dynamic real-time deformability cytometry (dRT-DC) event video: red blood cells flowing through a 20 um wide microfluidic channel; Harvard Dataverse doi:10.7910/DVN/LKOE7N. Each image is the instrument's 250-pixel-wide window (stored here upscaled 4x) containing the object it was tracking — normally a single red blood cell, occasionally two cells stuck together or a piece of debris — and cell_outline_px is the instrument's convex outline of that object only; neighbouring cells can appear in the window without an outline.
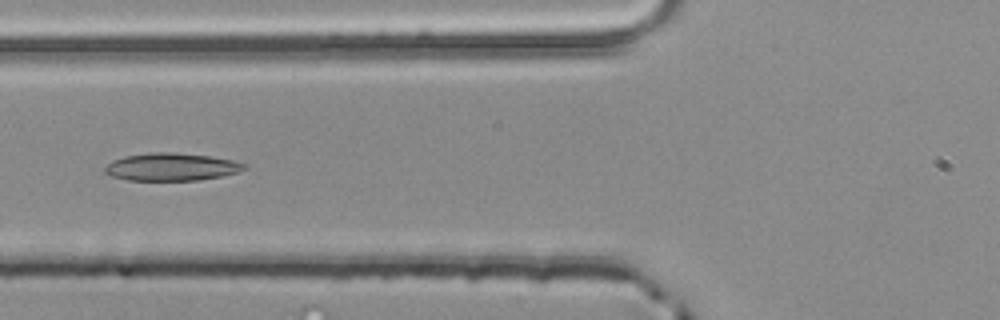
{"species": "common noctule bat (a hibernating species)", "species_latin": "Nyctalus noctula", "temperature_condition": "room temperature", "stored_images_in_passage": 5, "camera_frame_rate_fps": 3000, "um_per_image_px": 0.085, "animal": {"sex": "male", "body_mass_g": 20.4}, "frame": {"image": 1, "passage_image": 5, "time_ms": 1.333, "image_size_px": [1000, 320], "cell_outline_px": [[244, 168], [240, 172], [200, 180], [128, 180], [112, 176], [104, 172], [104, 168], [112, 160], [124, 156], [148, 152], [168, 152], [208, 156], [232, 160], [244, 164]], "centroid_in_image_um": [14.52, 14.18], "position_along_channel_um": 111.3, "area_um2": 22.25}}